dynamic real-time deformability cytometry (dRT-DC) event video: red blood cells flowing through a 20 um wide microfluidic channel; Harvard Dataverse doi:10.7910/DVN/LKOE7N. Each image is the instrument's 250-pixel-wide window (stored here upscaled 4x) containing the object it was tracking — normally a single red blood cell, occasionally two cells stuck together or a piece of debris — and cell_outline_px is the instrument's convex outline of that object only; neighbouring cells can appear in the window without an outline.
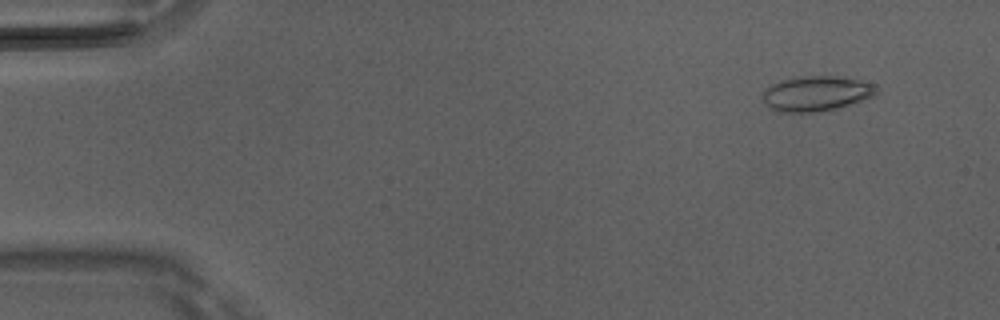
{"species": "Egyptian fruit bat (a non-hibernating species)", "species_latin": "Rousettus aegyptiacus", "temperature_condition": "room temperature", "stored_images_in_passage": 5, "camera_frame_rate_fps": 3000, "um_per_image_px": 0.085, "animal": {"sex": "male"}, "frame": {"image": 1, "passage_image": 5, "time_ms": 1.333, "image_size_px": [1000, 320], "cell_outline_px": [[876, 96], [836, 108], [820, 112], [780, 112], [768, 108], [764, 104], [760, 96], [764, 88], [772, 84], [784, 80], [800, 76], [844, 76], [860, 80], [872, 84], [876, 92]], "centroid_in_image_um": [69.32, 7.95], "position_along_channel_um": 15.7, "area_um2": 23.47}}